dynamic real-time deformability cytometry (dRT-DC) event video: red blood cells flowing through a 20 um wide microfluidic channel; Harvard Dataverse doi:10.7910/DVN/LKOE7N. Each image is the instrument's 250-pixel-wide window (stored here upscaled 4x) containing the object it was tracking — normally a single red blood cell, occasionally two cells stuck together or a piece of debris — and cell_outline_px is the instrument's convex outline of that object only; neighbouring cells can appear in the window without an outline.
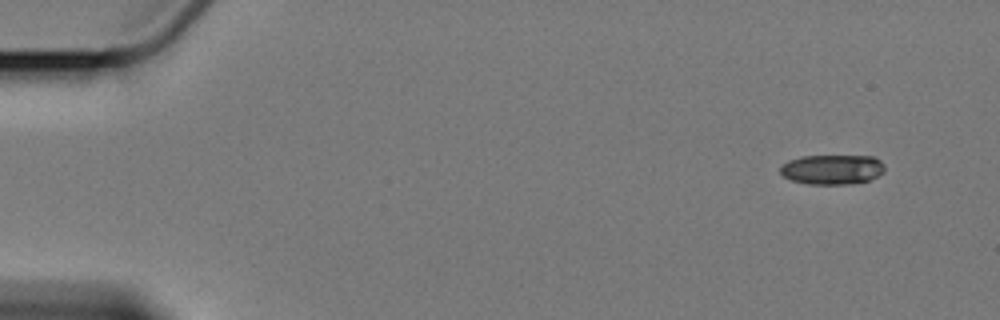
{"species": "Egyptian fruit bat (a non-hibernating species)", "species_latin": "Rousettus aegyptiacus", "temperature_condition": "cold", "stored_images_in_passage": 5, "camera_frame_rate_fps": 3000, "um_per_image_px": 0.085, "animal": {"sex": "female"}, "frame": {"image": 1, "passage_image": 1, "time_ms": 0.0, "image_size_px": [1000, 320], "cell_outline_px": [[884, 172], [868, 180], [852, 184], [808, 184], [792, 180], [784, 176], [780, 172], [780, 164], [788, 160], [800, 156], [876, 156], [884, 164]], "centroid_in_image_um": [70.73, 14.39], "position_along_channel_um": 14.3, "area_um2": 18.26}}
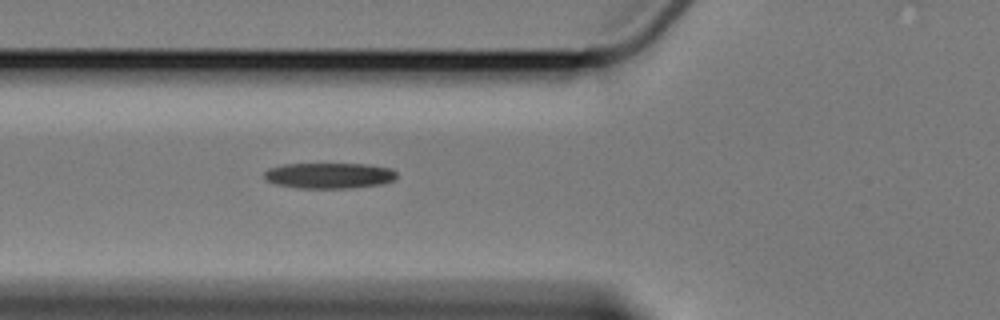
{"frame": {"image": 2, "passage_image": 5, "time_ms": 6.0, "image_size_px": [1000, 320], "cell_outline_px": [[396, 176], [392, 180], [380, 184], [348, 188], [296, 188], [276, 184], [268, 180], [264, 176], [264, 172], [268, 168], [284, 164], [368, 164], [392, 168], [396, 172]], "centroid_in_image_um": [27.97, 14.91], "position_along_channel_um": 97.8, "area_um2": 19.77}}